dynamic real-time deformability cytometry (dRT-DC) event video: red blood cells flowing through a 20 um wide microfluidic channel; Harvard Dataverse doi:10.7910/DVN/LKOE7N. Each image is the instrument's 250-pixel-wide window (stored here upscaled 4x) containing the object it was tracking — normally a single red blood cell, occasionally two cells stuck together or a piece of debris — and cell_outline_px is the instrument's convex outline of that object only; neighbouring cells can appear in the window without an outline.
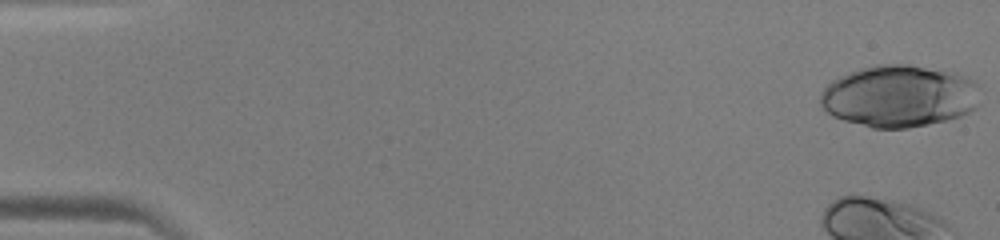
{"species": "human", "species_latin": "Homo sapiens", "temperature_condition": "warm", "stored_images_in_passage": 33, "camera_frame_rate_fps": 3000, "um_per_image_px": 0.085, "donor": {"sex": "male"}, "frame": {"image": 1, "passage_image": 1, "time_ms": 0.0, "image_size_px": [1000, 240], "cell_outline_px": [[980, 104], [976, 108], [960, 116], [928, 124], [908, 128], [872, 128], [844, 120], [832, 116], [820, 104], [820, 92], [832, 80], [848, 72], [872, 64], [908, 64], [956, 72], [976, 80]], "centroid_in_image_um": [76.44, 8.15], "position_along_channel_um": 8.6, "area_um2": 58.2}}